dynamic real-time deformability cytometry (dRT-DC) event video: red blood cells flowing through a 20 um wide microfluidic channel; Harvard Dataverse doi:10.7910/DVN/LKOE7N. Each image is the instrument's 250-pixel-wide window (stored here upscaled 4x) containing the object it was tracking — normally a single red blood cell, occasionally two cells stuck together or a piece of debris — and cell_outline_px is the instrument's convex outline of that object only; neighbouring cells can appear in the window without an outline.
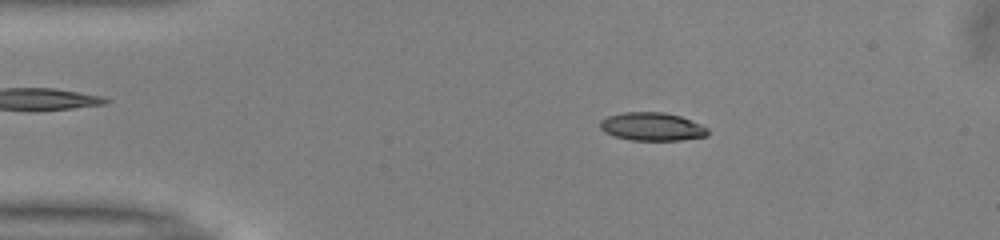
{"species": "common noctule bat (a hibernating species)", "species_latin": "Nyctalus noctula", "temperature_condition": "warm", "stored_images_in_passage": 51, "camera_frame_rate_fps": 3000, "um_per_image_px": 0.085, "animal": {"sex": "male", "body_mass_g": 13.0, "forearm_length_mm": 53.1}, "frame": {"image": 1, "passage_image": 9, "time_ms": 2.667, "image_size_px": [1000, 240], "cell_outline_px": [[708, 136], [680, 140], [632, 140], [616, 136], [604, 132], [600, 128], [600, 120], [608, 116], [620, 112], [664, 112], [680, 116], [700, 124], [708, 128]], "centroid_in_image_um": [55.42, 10.76], "position_along_channel_um": 29.6, "area_um2": 17.69}}
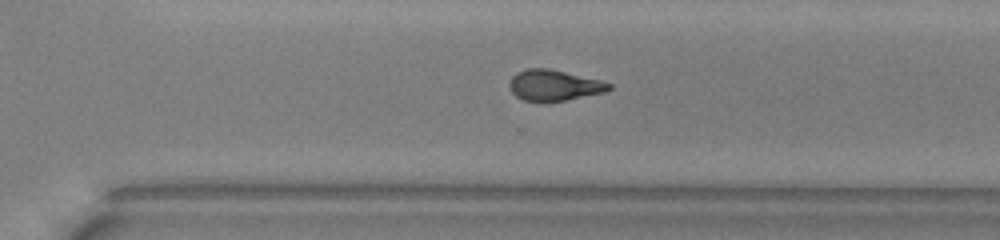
{"frame": {"image": 2, "passage_image": 35, "time_ms": 11.333, "image_size_px": [1000, 240], "cell_outline_px": [[612, 88], [608, 92], [564, 100], [540, 104], [524, 100], [516, 96], [508, 88], [508, 84], [512, 76], [516, 72], [528, 68], [548, 68], [600, 80], [612, 84]], "centroid_in_image_um": [47.07, 7.27], "position_along_channel_um": 323.5, "area_um2": 18.32}}
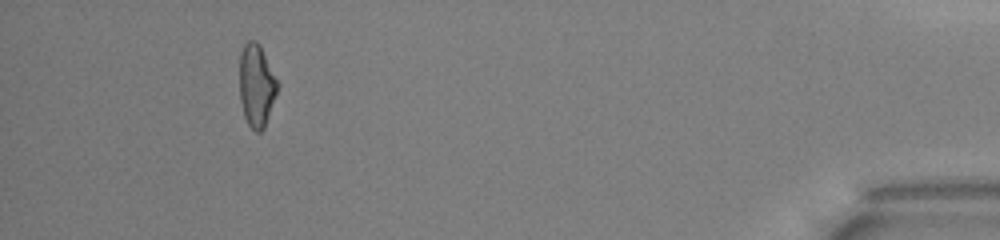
{"frame": {"image": 3, "passage_image": 47, "time_ms": 15.333, "image_size_px": [1000, 240], "cell_outline_px": [[280, 84], [264, 128], [260, 132], [256, 132], [248, 124], [244, 116], [240, 100], [240, 52], [244, 44], [248, 40], [256, 40], [260, 44]], "centroid_in_image_um": [21.81, 7.23], "position_along_channel_um": 413.4, "area_um2": 18.44}, "authors_computed_cell_mechanics": {"area_um2": 18.2648, "velocity_mm_per_s": 3.9948, "shape_relaxation_time_tau1_ms": 3.945, "shape_relaxation_time_tau2_ms": 3.3293, "deformation_change_tau1": 0.1626, "deformation_change_tau2": 0.1157}}